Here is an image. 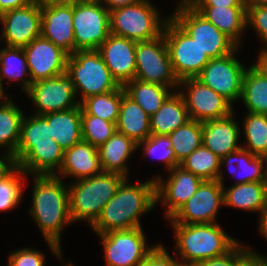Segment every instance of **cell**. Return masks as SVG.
Segmentation results:
<instances>
[{"instance_id":"20","label":"cell","mask_w":267,"mask_h":266,"mask_svg":"<svg viewBox=\"0 0 267 266\" xmlns=\"http://www.w3.org/2000/svg\"><path fill=\"white\" fill-rule=\"evenodd\" d=\"M40 35L69 55L75 52L73 0L41 6Z\"/></svg>"},{"instance_id":"36","label":"cell","mask_w":267,"mask_h":266,"mask_svg":"<svg viewBox=\"0 0 267 266\" xmlns=\"http://www.w3.org/2000/svg\"><path fill=\"white\" fill-rule=\"evenodd\" d=\"M176 161L180 164L194 150L202 145V122L190 120L168 135Z\"/></svg>"},{"instance_id":"30","label":"cell","mask_w":267,"mask_h":266,"mask_svg":"<svg viewBox=\"0 0 267 266\" xmlns=\"http://www.w3.org/2000/svg\"><path fill=\"white\" fill-rule=\"evenodd\" d=\"M240 99L248 112L267 115V76L255 63L244 73Z\"/></svg>"},{"instance_id":"23","label":"cell","mask_w":267,"mask_h":266,"mask_svg":"<svg viewBox=\"0 0 267 266\" xmlns=\"http://www.w3.org/2000/svg\"><path fill=\"white\" fill-rule=\"evenodd\" d=\"M101 172L98 148L81 141L65 150L62 166L57 173L80 180Z\"/></svg>"},{"instance_id":"53","label":"cell","mask_w":267,"mask_h":266,"mask_svg":"<svg viewBox=\"0 0 267 266\" xmlns=\"http://www.w3.org/2000/svg\"><path fill=\"white\" fill-rule=\"evenodd\" d=\"M256 65L264 72L267 76V51L258 53Z\"/></svg>"},{"instance_id":"11","label":"cell","mask_w":267,"mask_h":266,"mask_svg":"<svg viewBox=\"0 0 267 266\" xmlns=\"http://www.w3.org/2000/svg\"><path fill=\"white\" fill-rule=\"evenodd\" d=\"M97 235L104 245L107 266H140L156 247L146 245L142 227Z\"/></svg>"},{"instance_id":"39","label":"cell","mask_w":267,"mask_h":266,"mask_svg":"<svg viewBox=\"0 0 267 266\" xmlns=\"http://www.w3.org/2000/svg\"><path fill=\"white\" fill-rule=\"evenodd\" d=\"M117 131L116 124L94 115H81L82 141L99 148Z\"/></svg>"},{"instance_id":"42","label":"cell","mask_w":267,"mask_h":266,"mask_svg":"<svg viewBox=\"0 0 267 266\" xmlns=\"http://www.w3.org/2000/svg\"><path fill=\"white\" fill-rule=\"evenodd\" d=\"M49 132V124L42 115L23 117L19 142H43L54 140Z\"/></svg>"},{"instance_id":"59","label":"cell","mask_w":267,"mask_h":266,"mask_svg":"<svg viewBox=\"0 0 267 266\" xmlns=\"http://www.w3.org/2000/svg\"><path fill=\"white\" fill-rule=\"evenodd\" d=\"M1 20H2V13L0 12V22H1Z\"/></svg>"},{"instance_id":"12","label":"cell","mask_w":267,"mask_h":266,"mask_svg":"<svg viewBox=\"0 0 267 266\" xmlns=\"http://www.w3.org/2000/svg\"><path fill=\"white\" fill-rule=\"evenodd\" d=\"M236 50L238 46L230 54L210 59L196 77L231 104L241 98L242 81L246 71L244 65L235 57Z\"/></svg>"},{"instance_id":"57","label":"cell","mask_w":267,"mask_h":266,"mask_svg":"<svg viewBox=\"0 0 267 266\" xmlns=\"http://www.w3.org/2000/svg\"><path fill=\"white\" fill-rule=\"evenodd\" d=\"M264 160V168H265V183L267 184V155L263 157Z\"/></svg>"},{"instance_id":"4","label":"cell","mask_w":267,"mask_h":266,"mask_svg":"<svg viewBox=\"0 0 267 266\" xmlns=\"http://www.w3.org/2000/svg\"><path fill=\"white\" fill-rule=\"evenodd\" d=\"M124 179L121 174L102 171L71 183L68 189L72 222L85 220L92 226Z\"/></svg>"},{"instance_id":"27","label":"cell","mask_w":267,"mask_h":266,"mask_svg":"<svg viewBox=\"0 0 267 266\" xmlns=\"http://www.w3.org/2000/svg\"><path fill=\"white\" fill-rule=\"evenodd\" d=\"M238 47L247 28L246 7H193ZM240 40V41H239Z\"/></svg>"},{"instance_id":"55","label":"cell","mask_w":267,"mask_h":266,"mask_svg":"<svg viewBox=\"0 0 267 266\" xmlns=\"http://www.w3.org/2000/svg\"><path fill=\"white\" fill-rule=\"evenodd\" d=\"M5 95H6V94L4 93L3 80H2L1 77H0V100L3 99L2 103H6V102H8L9 100L12 99V98L7 99V97H5ZM4 98H6V99H4Z\"/></svg>"},{"instance_id":"21","label":"cell","mask_w":267,"mask_h":266,"mask_svg":"<svg viewBox=\"0 0 267 266\" xmlns=\"http://www.w3.org/2000/svg\"><path fill=\"white\" fill-rule=\"evenodd\" d=\"M136 43L126 37L110 34L97 49L111 75L120 86L135 79Z\"/></svg>"},{"instance_id":"38","label":"cell","mask_w":267,"mask_h":266,"mask_svg":"<svg viewBox=\"0 0 267 266\" xmlns=\"http://www.w3.org/2000/svg\"><path fill=\"white\" fill-rule=\"evenodd\" d=\"M243 124L247 145L242 148L255 156L267 155V115L247 112Z\"/></svg>"},{"instance_id":"26","label":"cell","mask_w":267,"mask_h":266,"mask_svg":"<svg viewBox=\"0 0 267 266\" xmlns=\"http://www.w3.org/2000/svg\"><path fill=\"white\" fill-rule=\"evenodd\" d=\"M116 128L137 144L151 135L150 116L126 93L122 96Z\"/></svg>"},{"instance_id":"49","label":"cell","mask_w":267,"mask_h":266,"mask_svg":"<svg viewBox=\"0 0 267 266\" xmlns=\"http://www.w3.org/2000/svg\"><path fill=\"white\" fill-rule=\"evenodd\" d=\"M4 152L0 156V179L8 176L18 166L15 155L7 150Z\"/></svg>"},{"instance_id":"16","label":"cell","mask_w":267,"mask_h":266,"mask_svg":"<svg viewBox=\"0 0 267 266\" xmlns=\"http://www.w3.org/2000/svg\"><path fill=\"white\" fill-rule=\"evenodd\" d=\"M23 50L32 83L66 73L69 54L41 35Z\"/></svg>"},{"instance_id":"1","label":"cell","mask_w":267,"mask_h":266,"mask_svg":"<svg viewBox=\"0 0 267 266\" xmlns=\"http://www.w3.org/2000/svg\"><path fill=\"white\" fill-rule=\"evenodd\" d=\"M34 176L30 216L37 223L53 254L62 259L60 234L63 226L73 223L70 214L69 189L62 182L59 174Z\"/></svg>"},{"instance_id":"41","label":"cell","mask_w":267,"mask_h":266,"mask_svg":"<svg viewBox=\"0 0 267 266\" xmlns=\"http://www.w3.org/2000/svg\"><path fill=\"white\" fill-rule=\"evenodd\" d=\"M141 146L144 147V155L156 156L157 159L164 162L168 171L179 166L174 150L171 148L170 138L167 135H150L147 139L137 144V147Z\"/></svg>"},{"instance_id":"35","label":"cell","mask_w":267,"mask_h":266,"mask_svg":"<svg viewBox=\"0 0 267 266\" xmlns=\"http://www.w3.org/2000/svg\"><path fill=\"white\" fill-rule=\"evenodd\" d=\"M23 111L13 101L1 103L0 106V147L16 155L20 139ZM5 145V146H4Z\"/></svg>"},{"instance_id":"6","label":"cell","mask_w":267,"mask_h":266,"mask_svg":"<svg viewBox=\"0 0 267 266\" xmlns=\"http://www.w3.org/2000/svg\"><path fill=\"white\" fill-rule=\"evenodd\" d=\"M66 72L74 82L76 94H81L79 102L120 87L97 50L75 51L69 55Z\"/></svg>"},{"instance_id":"37","label":"cell","mask_w":267,"mask_h":266,"mask_svg":"<svg viewBox=\"0 0 267 266\" xmlns=\"http://www.w3.org/2000/svg\"><path fill=\"white\" fill-rule=\"evenodd\" d=\"M28 70L23 48L5 46L0 50V77L2 80L7 77L11 82L21 78L22 89L26 92L32 84L30 78H23L24 75L29 76Z\"/></svg>"},{"instance_id":"45","label":"cell","mask_w":267,"mask_h":266,"mask_svg":"<svg viewBox=\"0 0 267 266\" xmlns=\"http://www.w3.org/2000/svg\"><path fill=\"white\" fill-rule=\"evenodd\" d=\"M140 266H184L181 261L172 259L163 245H157Z\"/></svg>"},{"instance_id":"43","label":"cell","mask_w":267,"mask_h":266,"mask_svg":"<svg viewBox=\"0 0 267 266\" xmlns=\"http://www.w3.org/2000/svg\"><path fill=\"white\" fill-rule=\"evenodd\" d=\"M246 21L266 46L261 52L267 51V5L246 4Z\"/></svg>"},{"instance_id":"5","label":"cell","mask_w":267,"mask_h":266,"mask_svg":"<svg viewBox=\"0 0 267 266\" xmlns=\"http://www.w3.org/2000/svg\"><path fill=\"white\" fill-rule=\"evenodd\" d=\"M110 12V33L135 42L153 40L163 34L167 20L160 18L149 0L113 9Z\"/></svg>"},{"instance_id":"31","label":"cell","mask_w":267,"mask_h":266,"mask_svg":"<svg viewBox=\"0 0 267 266\" xmlns=\"http://www.w3.org/2000/svg\"><path fill=\"white\" fill-rule=\"evenodd\" d=\"M234 163H237L236 165L238 167H235L233 169L231 168V166L233 167ZM220 165L221 168L223 165H226L228 168H230V171H233L232 173L234 174V176H236L237 173L240 175L241 179H239L235 184L265 182V168L263 157L255 156L250 151L242 147L222 157Z\"/></svg>"},{"instance_id":"47","label":"cell","mask_w":267,"mask_h":266,"mask_svg":"<svg viewBox=\"0 0 267 266\" xmlns=\"http://www.w3.org/2000/svg\"><path fill=\"white\" fill-rule=\"evenodd\" d=\"M192 7H246V0H185Z\"/></svg>"},{"instance_id":"46","label":"cell","mask_w":267,"mask_h":266,"mask_svg":"<svg viewBox=\"0 0 267 266\" xmlns=\"http://www.w3.org/2000/svg\"><path fill=\"white\" fill-rule=\"evenodd\" d=\"M237 266H267V257L237 244Z\"/></svg>"},{"instance_id":"8","label":"cell","mask_w":267,"mask_h":266,"mask_svg":"<svg viewBox=\"0 0 267 266\" xmlns=\"http://www.w3.org/2000/svg\"><path fill=\"white\" fill-rule=\"evenodd\" d=\"M163 34L178 81L196 78L211 58L170 16L167 17Z\"/></svg>"},{"instance_id":"2","label":"cell","mask_w":267,"mask_h":266,"mask_svg":"<svg viewBox=\"0 0 267 266\" xmlns=\"http://www.w3.org/2000/svg\"><path fill=\"white\" fill-rule=\"evenodd\" d=\"M127 179L122 181L91 226L96 234L141 227L139 216L154 209L157 204L155 177L138 184H129Z\"/></svg>"},{"instance_id":"29","label":"cell","mask_w":267,"mask_h":266,"mask_svg":"<svg viewBox=\"0 0 267 266\" xmlns=\"http://www.w3.org/2000/svg\"><path fill=\"white\" fill-rule=\"evenodd\" d=\"M224 205L241 210L260 212L267 201V184L249 182L224 188Z\"/></svg>"},{"instance_id":"40","label":"cell","mask_w":267,"mask_h":266,"mask_svg":"<svg viewBox=\"0 0 267 266\" xmlns=\"http://www.w3.org/2000/svg\"><path fill=\"white\" fill-rule=\"evenodd\" d=\"M24 175L28 174L17 166L8 176L0 179V211L11 210L20 203Z\"/></svg>"},{"instance_id":"7","label":"cell","mask_w":267,"mask_h":266,"mask_svg":"<svg viewBox=\"0 0 267 266\" xmlns=\"http://www.w3.org/2000/svg\"><path fill=\"white\" fill-rule=\"evenodd\" d=\"M211 58L230 54L237 45L185 0L170 16Z\"/></svg>"},{"instance_id":"56","label":"cell","mask_w":267,"mask_h":266,"mask_svg":"<svg viewBox=\"0 0 267 266\" xmlns=\"http://www.w3.org/2000/svg\"><path fill=\"white\" fill-rule=\"evenodd\" d=\"M246 4L267 5V0H246Z\"/></svg>"},{"instance_id":"18","label":"cell","mask_w":267,"mask_h":266,"mask_svg":"<svg viewBox=\"0 0 267 266\" xmlns=\"http://www.w3.org/2000/svg\"><path fill=\"white\" fill-rule=\"evenodd\" d=\"M64 150L54 140L19 142L16 151L18 167L27 174L55 175L64 160Z\"/></svg>"},{"instance_id":"3","label":"cell","mask_w":267,"mask_h":266,"mask_svg":"<svg viewBox=\"0 0 267 266\" xmlns=\"http://www.w3.org/2000/svg\"><path fill=\"white\" fill-rule=\"evenodd\" d=\"M176 247L184 265L200 262L230 252L239 242L229 236L218 223H171Z\"/></svg>"},{"instance_id":"54","label":"cell","mask_w":267,"mask_h":266,"mask_svg":"<svg viewBox=\"0 0 267 266\" xmlns=\"http://www.w3.org/2000/svg\"><path fill=\"white\" fill-rule=\"evenodd\" d=\"M72 0H34L36 4L39 6H44L52 3H65V2H70Z\"/></svg>"},{"instance_id":"33","label":"cell","mask_w":267,"mask_h":266,"mask_svg":"<svg viewBox=\"0 0 267 266\" xmlns=\"http://www.w3.org/2000/svg\"><path fill=\"white\" fill-rule=\"evenodd\" d=\"M221 159L205 146L201 145L179 164L184 170L203 180H217L223 184Z\"/></svg>"},{"instance_id":"25","label":"cell","mask_w":267,"mask_h":266,"mask_svg":"<svg viewBox=\"0 0 267 266\" xmlns=\"http://www.w3.org/2000/svg\"><path fill=\"white\" fill-rule=\"evenodd\" d=\"M81 115V106L66 111L51 112L42 115L49 124V136L64 151L82 141Z\"/></svg>"},{"instance_id":"48","label":"cell","mask_w":267,"mask_h":266,"mask_svg":"<svg viewBox=\"0 0 267 266\" xmlns=\"http://www.w3.org/2000/svg\"><path fill=\"white\" fill-rule=\"evenodd\" d=\"M197 266H237V245L227 254L204 260Z\"/></svg>"},{"instance_id":"44","label":"cell","mask_w":267,"mask_h":266,"mask_svg":"<svg viewBox=\"0 0 267 266\" xmlns=\"http://www.w3.org/2000/svg\"><path fill=\"white\" fill-rule=\"evenodd\" d=\"M44 262L42 252L25 247L10 254L7 266H45Z\"/></svg>"},{"instance_id":"15","label":"cell","mask_w":267,"mask_h":266,"mask_svg":"<svg viewBox=\"0 0 267 266\" xmlns=\"http://www.w3.org/2000/svg\"><path fill=\"white\" fill-rule=\"evenodd\" d=\"M224 186L217 180H204L195 194L170 218L172 223H216L224 205Z\"/></svg>"},{"instance_id":"28","label":"cell","mask_w":267,"mask_h":266,"mask_svg":"<svg viewBox=\"0 0 267 266\" xmlns=\"http://www.w3.org/2000/svg\"><path fill=\"white\" fill-rule=\"evenodd\" d=\"M190 120L182 96L177 91L172 92L158 111L150 117L151 135L168 136Z\"/></svg>"},{"instance_id":"14","label":"cell","mask_w":267,"mask_h":266,"mask_svg":"<svg viewBox=\"0 0 267 266\" xmlns=\"http://www.w3.org/2000/svg\"><path fill=\"white\" fill-rule=\"evenodd\" d=\"M178 86H184L187 92L178 91L182 96L190 118L199 122L221 119L233 111L231 104L222 95L204 85L197 78H186L179 81Z\"/></svg>"},{"instance_id":"13","label":"cell","mask_w":267,"mask_h":266,"mask_svg":"<svg viewBox=\"0 0 267 266\" xmlns=\"http://www.w3.org/2000/svg\"><path fill=\"white\" fill-rule=\"evenodd\" d=\"M37 107L34 114L44 115L61 112L80 106L75 99L76 91L72 78L66 73L33 82L25 92Z\"/></svg>"},{"instance_id":"32","label":"cell","mask_w":267,"mask_h":266,"mask_svg":"<svg viewBox=\"0 0 267 266\" xmlns=\"http://www.w3.org/2000/svg\"><path fill=\"white\" fill-rule=\"evenodd\" d=\"M125 93L133 99L150 117L155 114L165 100L172 94L171 88L137 79L124 86Z\"/></svg>"},{"instance_id":"58","label":"cell","mask_w":267,"mask_h":266,"mask_svg":"<svg viewBox=\"0 0 267 266\" xmlns=\"http://www.w3.org/2000/svg\"><path fill=\"white\" fill-rule=\"evenodd\" d=\"M79 1H85V2H102V0H79Z\"/></svg>"},{"instance_id":"22","label":"cell","mask_w":267,"mask_h":266,"mask_svg":"<svg viewBox=\"0 0 267 266\" xmlns=\"http://www.w3.org/2000/svg\"><path fill=\"white\" fill-rule=\"evenodd\" d=\"M233 116L202 122V145L220 159L242 147L237 145L241 130Z\"/></svg>"},{"instance_id":"9","label":"cell","mask_w":267,"mask_h":266,"mask_svg":"<svg viewBox=\"0 0 267 266\" xmlns=\"http://www.w3.org/2000/svg\"><path fill=\"white\" fill-rule=\"evenodd\" d=\"M75 51L97 50L110 33V12L101 2L73 0Z\"/></svg>"},{"instance_id":"52","label":"cell","mask_w":267,"mask_h":266,"mask_svg":"<svg viewBox=\"0 0 267 266\" xmlns=\"http://www.w3.org/2000/svg\"><path fill=\"white\" fill-rule=\"evenodd\" d=\"M259 232L267 239V201L260 212Z\"/></svg>"},{"instance_id":"10","label":"cell","mask_w":267,"mask_h":266,"mask_svg":"<svg viewBox=\"0 0 267 266\" xmlns=\"http://www.w3.org/2000/svg\"><path fill=\"white\" fill-rule=\"evenodd\" d=\"M135 59V79L169 88L178 87L164 34L153 40L137 42Z\"/></svg>"},{"instance_id":"51","label":"cell","mask_w":267,"mask_h":266,"mask_svg":"<svg viewBox=\"0 0 267 266\" xmlns=\"http://www.w3.org/2000/svg\"><path fill=\"white\" fill-rule=\"evenodd\" d=\"M143 0H102V4L109 10L116 8L133 5L141 2Z\"/></svg>"},{"instance_id":"50","label":"cell","mask_w":267,"mask_h":266,"mask_svg":"<svg viewBox=\"0 0 267 266\" xmlns=\"http://www.w3.org/2000/svg\"><path fill=\"white\" fill-rule=\"evenodd\" d=\"M33 2L34 0H0V12L3 14L16 8L25 7Z\"/></svg>"},{"instance_id":"19","label":"cell","mask_w":267,"mask_h":266,"mask_svg":"<svg viewBox=\"0 0 267 266\" xmlns=\"http://www.w3.org/2000/svg\"><path fill=\"white\" fill-rule=\"evenodd\" d=\"M203 181L181 166L170 170L166 182L160 177L155 178L156 203L164 204L167 219H170L195 194Z\"/></svg>"},{"instance_id":"34","label":"cell","mask_w":267,"mask_h":266,"mask_svg":"<svg viewBox=\"0 0 267 266\" xmlns=\"http://www.w3.org/2000/svg\"><path fill=\"white\" fill-rule=\"evenodd\" d=\"M124 87L105 94L92 95L80 102L82 115H94L117 124Z\"/></svg>"},{"instance_id":"24","label":"cell","mask_w":267,"mask_h":266,"mask_svg":"<svg viewBox=\"0 0 267 266\" xmlns=\"http://www.w3.org/2000/svg\"><path fill=\"white\" fill-rule=\"evenodd\" d=\"M137 149H139L137 143L116 131L98 148L102 171L118 173L128 178L129 170L126 162Z\"/></svg>"},{"instance_id":"17","label":"cell","mask_w":267,"mask_h":266,"mask_svg":"<svg viewBox=\"0 0 267 266\" xmlns=\"http://www.w3.org/2000/svg\"><path fill=\"white\" fill-rule=\"evenodd\" d=\"M0 38L6 47L23 48L40 36L41 6L35 2L2 14Z\"/></svg>"}]
</instances>
